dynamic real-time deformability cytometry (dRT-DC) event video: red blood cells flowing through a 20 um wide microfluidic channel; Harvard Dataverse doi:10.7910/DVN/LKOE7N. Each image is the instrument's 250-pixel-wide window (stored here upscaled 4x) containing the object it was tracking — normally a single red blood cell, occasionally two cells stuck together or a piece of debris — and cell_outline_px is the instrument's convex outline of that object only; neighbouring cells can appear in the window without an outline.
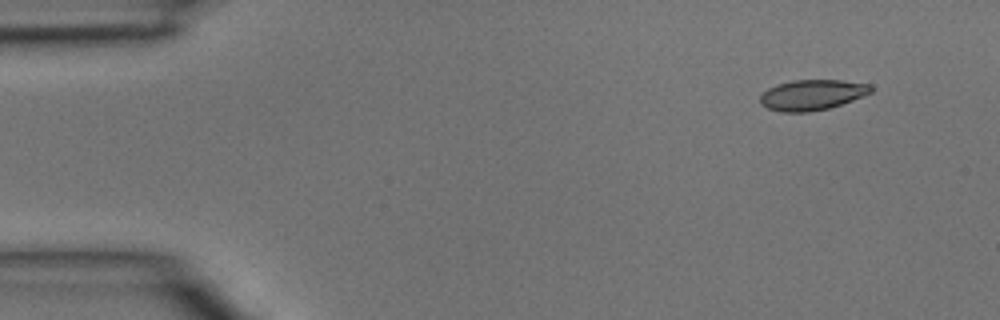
{"species": "common noctule bat (a hibernating species)", "species_latin": "Nyctalus noctula", "temperature_condition": "room temperature", "stored_images_in_passage": 3, "camera_frame_rate_fps": 3000, "um_per_image_px": 0.085, "animal": {"sex": "male", "body_mass_g": 15.6}, "frame": {"image": 1, "passage_image": 1, "time_ms": 0.0, "image_size_px": [1000, 320], "cell_outline_px": [[872, 92], [852, 100], [828, 108], [808, 112], [780, 112], [768, 108], [760, 104], [760, 96], [768, 88], [792, 80], [840, 80], [872, 84]], "centroid_in_image_um": [69.03, 8.06], "position_along_channel_um": 16.0, "area_um2": 19.54}}